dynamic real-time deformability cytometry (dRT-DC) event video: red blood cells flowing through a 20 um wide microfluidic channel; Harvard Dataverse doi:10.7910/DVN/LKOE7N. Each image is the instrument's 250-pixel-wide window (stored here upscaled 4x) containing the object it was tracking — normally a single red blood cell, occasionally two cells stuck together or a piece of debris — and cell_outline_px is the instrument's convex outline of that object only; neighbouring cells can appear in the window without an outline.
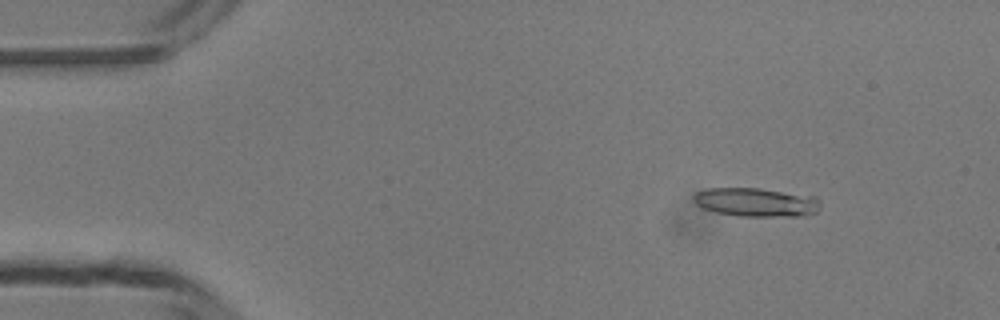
{"species": "common noctule bat (a hibernating species)", "species_latin": "Nyctalus noctula", "temperature_condition": "room temperature", "stored_images_in_passage": 14, "camera_frame_rate_fps": 3000, "um_per_image_px": 0.085, "animal": {"sex": "male", "body_mass_g": 13.3}, "frame": {"image": 1, "passage_image": 7, "time_ms": 2.0, "image_size_px": [1000, 320], "cell_outline_px": [[820, 208], [816, 212], [796, 216], [736, 216], [716, 212], [704, 208], [696, 204], [692, 200], [692, 196], [696, 192], [708, 188], [760, 188], [816, 196], [820, 200]], "centroid_in_image_um": [64.26, 17.18], "position_along_channel_um": 20.7, "area_um2": 21.39}}